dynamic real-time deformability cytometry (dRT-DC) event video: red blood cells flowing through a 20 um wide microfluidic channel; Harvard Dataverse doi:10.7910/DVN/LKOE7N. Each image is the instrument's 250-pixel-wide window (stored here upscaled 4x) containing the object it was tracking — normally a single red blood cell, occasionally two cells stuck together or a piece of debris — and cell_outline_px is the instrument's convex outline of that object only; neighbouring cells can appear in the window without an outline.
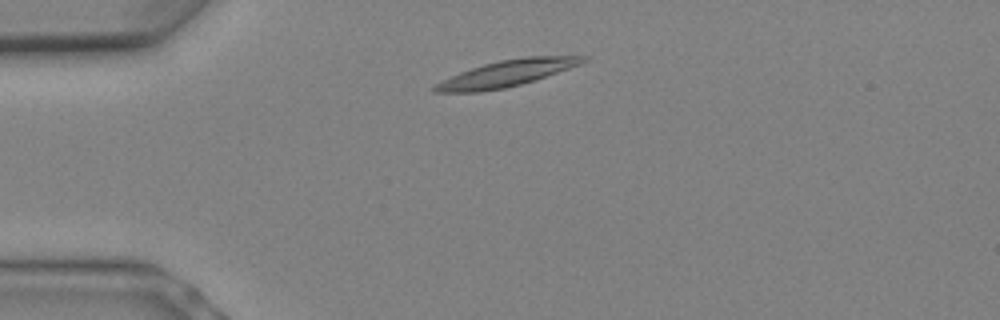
{"species": "Egyptian fruit bat (a non-hibernating species)", "species_latin": "Rousettus aegyptiacus", "temperature_condition": "warm", "stored_images_in_passage": 7, "camera_frame_rate_fps": 3000, "um_per_image_px": 0.085, "animal": {"sex": "female"}, "frame": {"image": 1, "passage_image": 3, "time_ms": 0.667, "image_size_px": [1000, 320], "cell_outline_px": [[588, 60], [580, 64], [520, 84], [504, 88], [480, 92], [432, 92], [432, 88], [436, 84], [460, 72], [484, 64], [500, 60], [528, 56], [588, 56]], "centroid_in_image_um": [43.05, 6.23], "position_along_channel_um": 42.0, "area_um2": 22.14}}
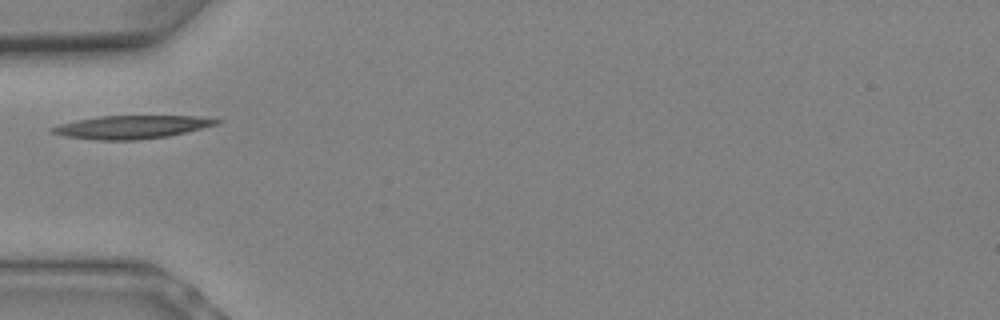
{"frame": {"image": 2, "passage_image": 5, "time_ms": 1.333, "image_size_px": [1000, 320], "cell_outline_px": [[220, 120], [216, 124], [168, 136], [136, 140], [96, 140], [68, 136], [52, 132], [48, 128], [60, 124], [76, 120], [96, 116], [200, 116]], "centroid_in_image_um": [11.14, 10.79], "position_along_channel_um": 73.9, "area_um2": 21.85}}